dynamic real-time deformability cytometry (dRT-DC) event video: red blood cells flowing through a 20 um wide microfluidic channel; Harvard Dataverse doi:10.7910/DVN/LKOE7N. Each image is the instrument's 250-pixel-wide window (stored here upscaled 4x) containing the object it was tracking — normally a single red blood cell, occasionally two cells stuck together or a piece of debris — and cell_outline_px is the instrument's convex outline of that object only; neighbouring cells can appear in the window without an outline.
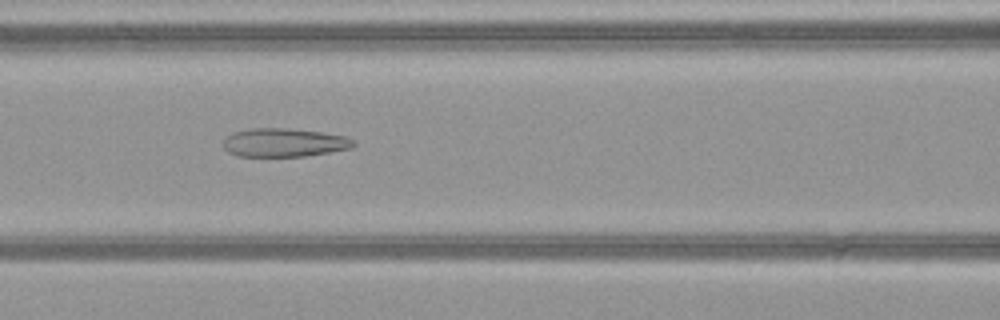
{"species": "common noctule bat (a hibernating species)", "species_latin": "Nyctalus noctula", "temperature_condition": "warm", "stored_images_in_passage": 51, "camera_frame_rate_fps": 3000, "um_per_image_px": 0.085, "animal": {"sex": "female", "body_mass_g": 21.9}, "frame": {"image": 1, "passage_image": 23, "time_ms": 7.333, "image_size_px": [1000, 320], "cell_outline_px": [[356, 144], [352, 148], [304, 156], [236, 156], [228, 152], [220, 144], [232, 132], [252, 128], [288, 128], [320, 132], [344, 136], [352, 140]], "centroid_in_image_um": [24.09, 12.12], "position_along_channel_um": 142.5, "area_um2": 21.62}}
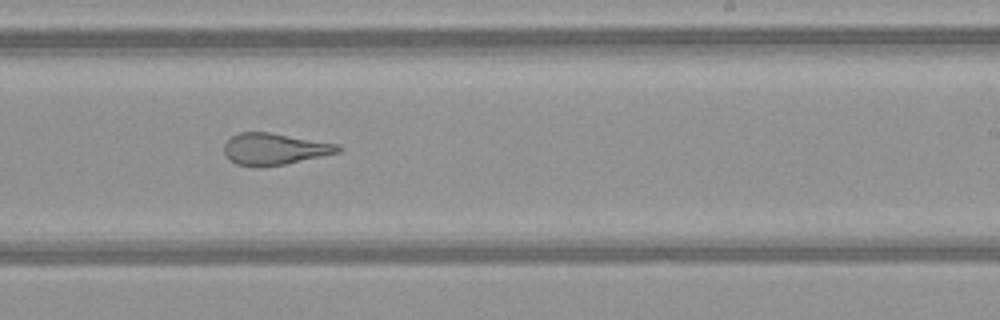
{"frame": {"image": 2, "passage_image": 32, "time_ms": 10.333, "image_size_px": [1000, 320], "cell_outline_px": [[344, 148], [340, 152], [284, 164], [264, 168], [256, 168], [236, 164], [228, 160], [224, 152], [224, 144], [232, 136], [240, 132], [268, 132], [340, 144]], "centroid_in_image_um": [23.32, 12.68], "position_along_channel_um": 265.7, "area_um2": 21.27}}
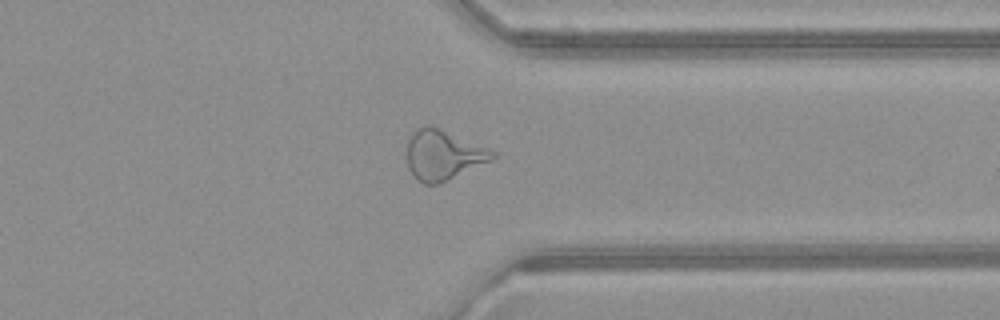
{"frame": {"image": 3, "passage_image": 40, "time_ms": 13.0, "image_size_px": [1000, 320], "cell_outline_px": [[496, 156], [492, 160], [436, 184], [424, 184], [408, 168], [408, 136], [416, 128], [428, 124], [488, 148], [496, 152]], "centroid_in_image_um": [37.65, 13.14], "position_along_channel_um": 373.7, "area_um2": 24.28}, "authors_computed_cell_mechanics": {"area_um2": 27.166, "velocity_mm_per_s": 4.1072, "shape_relaxation_time_tau1_ms": null, "shape_relaxation_time_tau2_ms": 1.3418, "deformation_change_tau1": null, "deformation_change_tau2": 0.1086}}